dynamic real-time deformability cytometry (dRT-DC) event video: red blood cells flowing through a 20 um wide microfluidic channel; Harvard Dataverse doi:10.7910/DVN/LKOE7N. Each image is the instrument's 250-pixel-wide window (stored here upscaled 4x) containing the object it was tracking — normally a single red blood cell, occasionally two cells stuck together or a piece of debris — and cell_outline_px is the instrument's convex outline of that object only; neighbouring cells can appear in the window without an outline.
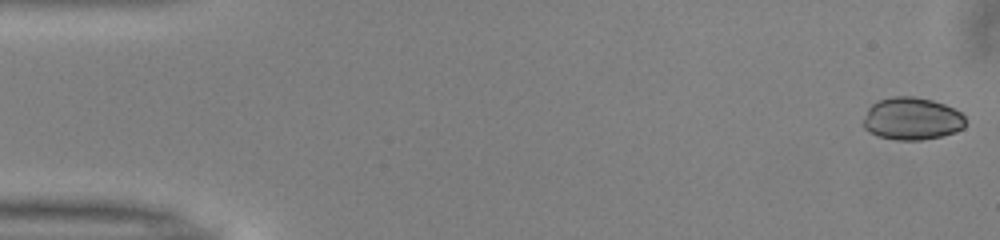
{"species": "common noctule bat (a hibernating species)", "species_latin": "Nyctalus noctula", "temperature_condition": "warm", "stored_images_in_passage": 44, "camera_frame_rate_fps": 3000, "um_per_image_px": 0.085, "animal": {"sex": "male", "body_mass_g": 13.0, "forearm_length_mm": 53.1}, "frame": {"image": 1, "passage_image": 1, "time_ms": 0.0, "image_size_px": [1000, 240], "cell_outline_px": [[964, 128], [956, 132], [940, 136], [920, 140], [896, 140], [876, 136], [868, 132], [864, 128], [864, 120], [868, 108], [872, 104], [880, 100], [892, 96], [912, 96], [932, 100], [944, 104], [960, 112], [964, 116]], "centroid_in_image_um": [77.5, 10.1], "position_along_channel_um": 7.5, "area_um2": 25.26}}
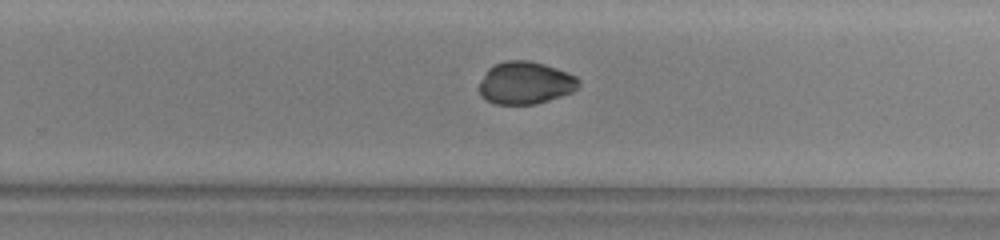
{"frame": {"image": 2, "passage_image": 32, "time_ms": 10.333, "image_size_px": [1000, 240], "cell_outline_px": [[580, 84], [572, 92], [536, 104], [496, 104], [484, 100], [480, 96], [480, 80], [488, 68], [492, 64], [504, 60], [528, 60], [544, 64], [568, 72], [576, 76], [580, 80]], "centroid_in_image_um": [44.63, 7.04], "position_along_channel_um": 285.2, "area_um2": 24.85}}
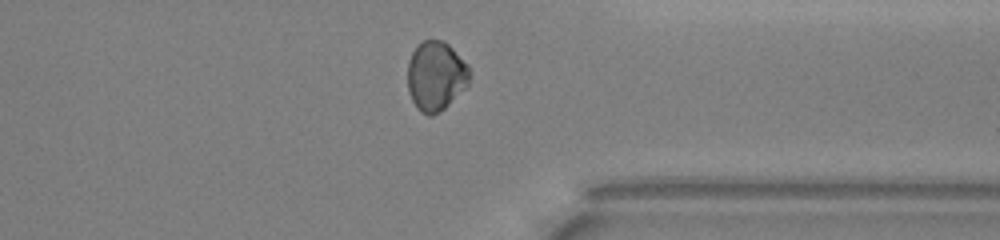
{"frame": {"image": 3, "passage_image": 39, "time_ms": 12.667, "image_size_px": [1000, 240], "cell_outline_px": [[472, 72], [468, 84], [444, 108], [432, 116], [428, 116], [420, 112], [412, 100], [408, 92], [408, 60], [412, 52], [424, 40], [444, 40], [468, 64]], "centroid_in_image_um": [37.05, 6.45], "position_along_channel_um": 374.3, "area_um2": 25.09}}